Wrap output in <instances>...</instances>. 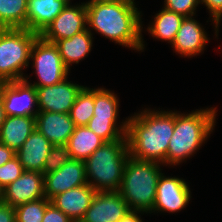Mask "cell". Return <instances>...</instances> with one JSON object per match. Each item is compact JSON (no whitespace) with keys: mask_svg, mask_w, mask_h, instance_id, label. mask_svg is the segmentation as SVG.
Listing matches in <instances>:
<instances>
[{"mask_svg":"<svg viewBox=\"0 0 222 222\" xmlns=\"http://www.w3.org/2000/svg\"><path fill=\"white\" fill-rule=\"evenodd\" d=\"M87 29L136 51L145 48L142 36L143 21L134 0L114 3L86 2ZM92 30V31H91Z\"/></svg>","mask_w":222,"mask_h":222,"instance_id":"cell-1","label":"cell"},{"mask_svg":"<svg viewBox=\"0 0 222 222\" xmlns=\"http://www.w3.org/2000/svg\"><path fill=\"white\" fill-rule=\"evenodd\" d=\"M148 109L127 118L129 155L166 165L168 144L174 132V112Z\"/></svg>","mask_w":222,"mask_h":222,"instance_id":"cell-2","label":"cell"},{"mask_svg":"<svg viewBox=\"0 0 222 222\" xmlns=\"http://www.w3.org/2000/svg\"><path fill=\"white\" fill-rule=\"evenodd\" d=\"M216 109H196L187 114L174 112V132L168 144L166 166L186 162L199 151L216 126Z\"/></svg>","mask_w":222,"mask_h":222,"instance_id":"cell-3","label":"cell"},{"mask_svg":"<svg viewBox=\"0 0 222 222\" xmlns=\"http://www.w3.org/2000/svg\"><path fill=\"white\" fill-rule=\"evenodd\" d=\"M127 137L105 142L86 160L87 183L98 191H119L129 158Z\"/></svg>","mask_w":222,"mask_h":222,"instance_id":"cell-4","label":"cell"},{"mask_svg":"<svg viewBox=\"0 0 222 222\" xmlns=\"http://www.w3.org/2000/svg\"><path fill=\"white\" fill-rule=\"evenodd\" d=\"M163 164L129 156L119 192L132 211L152 213Z\"/></svg>","mask_w":222,"mask_h":222,"instance_id":"cell-5","label":"cell"},{"mask_svg":"<svg viewBox=\"0 0 222 222\" xmlns=\"http://www.w3.org/2000/svg\"><path fill=\"white\" fill-rule=\"evenodd\" d=\"M38 36L26 28H0V82L27 76L23 70L29 67L30 51Z\"/></svg>","mask_w":222,"mask_h":222,"instance_id":"cell-6","label":"cell"},{"mask_svg":"<svg viewBox=\"0 0 222 222\" xmlns=\"http://www.w3.org/2000/svg\"><path fill=\"white\" fill-rule=\"evenodd\" d=\"M30 60L37 75L35 87L52 86L68 77L70 70L64 65L59 50L54 43L45 41L40 35L35 39Z\"/></svg>","mask_w":222,"mask_h":222,"instance_id":"cell-7","label":"cell"},{"mask_svg":"<svg viewBox=\"0 0 222 222\" xmlns=\"http://www.w3.org/2000/svg\"><path fill=\"white\" fill-rule=\"evenodd\" d=\"M27 78L29 79L27 76L21 80L0 82V94L6 116L36 117L39 112L36 88Z\"/></svg>","mask_w":222,"mask_h":222,"instance_id":"cell-8","label":"cell"},{"mask_svg":"<svg viewBox=\"0 0 222 222\" xmlns=\"http://www.w3.org/2000/svg\"><path fill=\"white\" fill-rule=\"evenodd\" d=\"M191 200V190L185 179L166 177L164 173L159 177L156 188V199L153 212L175 213L183 210Z\"/></svg>","mask_w":222,"mask_h":222,"instance_id":"cell-9","label":"cell"},{"mask_svg":"<svg viewBox=\"0 0 222 222\" xmlns=\"http://www.w3.org/2000/svg\"><path fill=\"white\" fill-rule=\"evenodd\" d=\"M87 29L86 3H70L61 11L53 22L40 34L47 42L71 38L74 34Z\"/></svg>","mask_w":222,"mask_h":222,"instance_id":"cell-10","label":"cell"},{"mask_svg":"<svg viewBox=\"0 0 222 222\" xmlns=\"http://www.w3.org/2000/svg\"><path fill=\"white\" fill-rule=\"evenodd\" d=\"M44 87H35L39 111L70 113L78 94L85 87L67 80Z\"/></svg>","mask_w":222,"mask_h":222,"instance_id":"cell-11","label":"cell"},{"mask_svg":"<svg viewBox=\"0 0 222 222\" xmlns=\"http://www.w3.org/2000/svg\"><path fill=\"white\" fill-rule=\"evenodd\" d=\"M129 211L119 191H98L80 222H119Z\"/></svg>","mask_w":222,"mask_h":222,"instance_id":"cell-12","label":"cell"},{"mask_svg":"<svg viewBox=\"0 0 222 222\" xmlns=\"http://www.w3.org/2000/svg\"><path fill=\"white\" fill-rule=\"evenodd\" d=\"M88 184L85 161L70 159L55 172L44 175V193L48 200L67 190Z\"/></svg>","mask_w":222,"mask_h":222,"instance_id":"cell-13","label":"cell"},{"mask_svg":"<svg viewBox=\"0 0 222 222\" xmlns=\"http://www.w3.org/2000/svg\"><path fill=\"white\" fill-rule=\"evenodd\" d=\"M44 197V175L38 171H24L3 189V202L14 208Z\"/></svg>","mask_w":222,"mask_h":222,"instance_id":"cell-14","label":"cell"},{"mask_svg":"<svg viewBox=\"0 0 222 222\" xmlns=\"http://www.w3.org/2000/svg\"><path fill=\"white\" fill-rule=\"evenodd\" d=\"M208 41L207 32L202 25L194 17H185L171 47L176 54L189 58L202 54Z\"/></svg>","mask_w":222,"mask_h":222,"instance_id":"cell-15","label":"cell"},{"mask_svg":"<svg viewBox=\"0 0 222 222\" xmlns=\"http://www.w3.org/2000/svg\"><path fill=\"white\" fill-rule=\"evenodd\" d=\"M75 127L69 113L39 111L35 117V128L52 145L67 144Z\"/></svg>","mask_w":222,"mask_h":222,"instance_id":"cell-16","label":"cell"},{"mask_svg":"<svg viewBox=\"0 0 222 222\" xmlns=\"http://www.w3.org/2000/svg\"><path fill=\"white\" fill-rule=\"evenodd\" d=\"M96 192L89 184H85L54 196L50 202L72 221L80 222Z\"/></svg>","mask_w":222,"mask_h":222,"instance_id":"cell-17","label":"cell"},{"mask_svg":"<svg viewBox=\"0 0 222 222\" xmlns=\"http://www.w3.org/2000/svg\"><path fill=\"white\" fill-rule=\"evenodd\" d=\"M53 145L36 128L16 151V156L25 171H38L43 174L46 157Z\"/></svg>","mask_w":222,"mask_h":222,"instance_id":"cell-18","label":"cell"},{"mask_svg":"<svg viewBox=\"0 0 222 222\" xmlns=\"http://www.w3.org/2000/svg\"><path fill=\"white\" fill-rule=\"evenodd\" d=\"M68 3L66 0H28L26 29L40 35Z\"/></svg>","mask_w":222,"mask_h":222,"instance_id":"cell-19","label":"cell"},{"mask_svg":"<svg viewBox=\"0 0 222 222\" xmlns=\"http://www.w3.org/2000/svg\"><path fill=\"white\" fill-rule=\"evenodd\" d=\"M35 129V117L7 116L0 127V143L18 151Z\"/></svg>","mask_w":222,"mask_h":222,"instance_id":"cell-20","label":"cell"},{"mask_svg":"<svg viewBox=\"0 0 222 222\" xmlns=\"http://www.w3.org/2000/svg\"><path fill=\"white\" fill-rule=\"evenodd\" d=\"M93 33L88 29L74 34L71 38L56 41L54 44L59 50L64 65L70 70L72 64H78L79 61L88 57L91 52Z\"/></svg>","mask_w":222,"mask_h":222,"instance_id":"cell-21","label":"cell"},{"mask_svg":"<svg viewBox=\"0 0 222 222\" xmlns=\"http://www.w3.org/2000/svg\"><path fill=\"white\" fill-rule=\"evenodd\" d=\"M105 141L87 126H77L68 139L67 146L72 159L85 161Z\"/></svg>","mask_w":222,"mask_h":222,"instance_id":"cell-22","label":"cell"},{"mask_svg":"<svg viewBox=\"0 0 222 222\" xmlns=\"http://www.w3.org/2000/svg\"><path fill=\"white\" fill-rule=\"evenodd\" d=\"M184 18L179 13L162 8L146 30L152 37L172 44Z\"/></svg>","mask_w":222,"mask_h":222,"instance_id":"cell-23","label":"cell"},{"mask_svg":"<svg viewBox=\"0 0 222 222\" xmlns=\"http://www.w3.org/2000/svg\"><path fill=\"white\" fill-rule=\"evenodd\" d=\"M28 0H0V28H26Z\"/></svg>","mask_w":222,"mask_h":222,"instance_id":"cell-24","label":"cell"},{"mask_svg":"<svg viewBox=\"0 0 222 222\" xmlns=\"http://www.w3.org/2000/svg\"><path fill=\"white\" fill-rule=\"evenodd\" d=\"M119 98L111 90L94 88V113L93 116L102 119H118Z\"/></svg>","mask_w":222,"mask_h":222,"instance_id":"cell-25","label":"cell"},{"mask_svg":"<svg viewBox=\"0 0 222 222\" xmlns=\"http://www.w3.org/2000/svg\"><path fill=\"white\" fill-rule=\"evenodd\" d=\"M117 120L118 119H102L93 116L86 126L105 142L125 139L127 133V118L124 122H121V125H118Z\"/></svg>","mask_w":222,"mask_h":222,"instance_id":"cell-26","label":"cell"},{"mask_svg":"<svg viewBox=\"0 0 222 222\" xmlns=\"http://www.w3.org/2000/svg\"><path fill=\"white\" fill-rule=\"evenodd\" d=\"M94 113V89L84 87L78 94L71 111L70 118L75 126H86Z\"/></svg>","mask_w":222,"mask_h":222,"instance_id":"cell-27","label":"cell"},{"mask_svg":"<svg viewBox=\"0 0 222 222\" xmlns=\"http://www.w3.org/2000/svg\"><path fill=\"white\" fill-rule=\"evenodd\" d=\"M46 197L15 207L16 222H42L46 207L50 204Z\"/></svg>","mask_w":222,"mask_h":222,"instance_id":"cell-28","label":"cell"},{"mask_svg":"<svg viewBox=\"0 0 222 222\" xmlns=\"http://www.w3.org/2000/svg\"><path fill=\"white\" fill-rule=\"evenodd\" d=\"M71 158L70 150L66 144L53 145L45 159L43 175L55 172L65 165Z\"/></svg>","mask_w":222,"mask_h":222,"instance_id":"cell-29","label":"cell"},{"mask_svg":"<svg viewBox=\"0 0 222 222\" xmlns=\"http://www.w3.org/2000/svg\"><path fill=\"white\" fill-rule=\"evenodd\" d=\"M25 170L17 156L0 166V186L4 189L19 178Z\"/></svg>","mask_w":222,"mask_h":222,"instance_id":"cell-30","label":"cell"},{"mask_svg":"<svg viewBox=\"0 0 222 222\" xmlns=\"http://www.w3.org/2000/svg\"><path fill=\"white\" fill-rule=\"evenodd\" d=\"M164 9L185 17L195 16L200 0H164Z\"/></svg>","mask_w":222,"mask_h":222,"instance_id":"cell-31","label":"cell"},{"mask_svg":"<svg viewBox=\"0 0 222 222\" xmlns=\"http://www.w3.org/2000/svg\"><path fill=\"white\" fill-rule=\"evenodd\" d=\"M200 4L206 6L210 17L212 18L213 26H215V36H218L219 33V23L222 20V0H200Z\"/></svg>","mask_w":222,"mask_h":222,"instance_id":"cell-32","label":"cell"},{"mask_svg":"<svg viewBox=\"0 0 222 222\" xmlns=\"http://www.w3.org/2000/svg\"><path fill=\"white\" fill-rule=\"evenodd\" d=\"M42 222H74L60 209L50 203L45 210Z\"/></svg>","mask_w":222,"mask_h":222,"instance_id":"cell-33","label":"cell"},{"mask_svg":"<svg viewBox=\"0 0 222 222\" xmlns=\"http://www.w3.org/2000/svg\"><path fill=\"white\" fill-rule=\"evenodd\" d=\"M0 222H16L15 208L0 202Z\"/></svg>","mask_w":222,"mask_h":222,"instance_id":"cell-34","label":"cell"},{"mask_svg":"<svg viewBox=\"0 0 222 222\" xmlns=\"http://www.w3.org/2000/svg\"><path fill=\"white\" fill-rule=\"evenodd\" d=\"M16 156V152L13 149L0 143V166L8 162L10 159Z\"/></svg>","mask_w":222,"mask_h":222,"instance_id":"cell-35","label":"cell"},{"mask_svg":"<svg viewBox=\"0 0 222 222\" xmlns=\"http://www.w3.org/2000/svg\"><path fill=\"white\" fill-rule=\"evenodd\" d=\"M144 214L140 211H129L119 222H143L141 219V214ZM140 214V216L138 215Z\"/></svg>","mask_w":222,"mask_h":222,"instance_id":"cell-36","label":"cell"},{"mask_svg":"<svg viewBox=\"0 0 222 222\" xmlns=\"http://www.w3.org/2000/svg\"><path fill=\"white\" fill-rule=\"evenodd\" d=\"M6 113L3 107V103H2V98H1V94H0V127L2 125V123L5 121L6 119Z\"/></svg>","mask_w":222,"mask_h":222,"instance_id":"cell-37","label":"cell"},{"mask_svg":"<svg viewBox=\"0 0 222 222\" xmlns=\"http://www.w3.org/2000/svg\"><path fill=\"white\" fill-rule=\"evenodd\" d=\"M123 0H89L87 2H95V3H114V2H120Z\"/></svg>","mask_w":222,"mask_h":222,"instance_id":"cell-38","label":"cell"},{"mask_svg":"<svg viewBox=\"0 0 222 222\" xmlns=\"http://www.w3.org/2000/svg\"><path fill=\"white\" fill-rule=\"evenodd\" d=\"M0 202H3V188L0 186Z\"/></svg>","mask_w":222,"mask_h":222,"instance_id":"cell-39","label":"cell"}]
</instances>
